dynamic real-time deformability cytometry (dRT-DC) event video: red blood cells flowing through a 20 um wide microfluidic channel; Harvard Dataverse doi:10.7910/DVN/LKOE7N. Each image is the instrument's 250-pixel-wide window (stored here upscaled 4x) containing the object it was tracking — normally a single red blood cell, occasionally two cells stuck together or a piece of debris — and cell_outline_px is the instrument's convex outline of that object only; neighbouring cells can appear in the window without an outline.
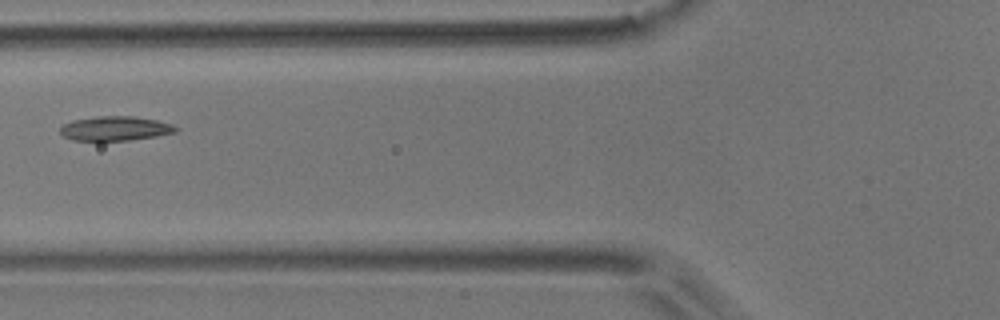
{"species": "common noctule bat (a hibernating species)", "species_latin": "Nyctalus noctula", "temperature_condition": "room temperature", "stored_images_in_passage": 4, "camera_frame_rate_fps": 3000, "um_per_image_px": 0.085, "animal": {"sex": "male", "body_mass_g": 17.9}, "frame": {"image": 1, "passage_image": 4, "time_ms": 1.0, "image_size_px": [1000, 320], "cell_outline_px": [[180, 128], [176, 132], [156, 136], [100, 144], [72, 140], [64, 136], [60, 132], [60, 128], [64, 124], [72, 120], [96, 116], [132, 116], [156, 120], [172, 124]], "centroid_in_image_um": [9.74, 10.96], "position_along_channel_um": 116.1, "area_um2": 17.17}}